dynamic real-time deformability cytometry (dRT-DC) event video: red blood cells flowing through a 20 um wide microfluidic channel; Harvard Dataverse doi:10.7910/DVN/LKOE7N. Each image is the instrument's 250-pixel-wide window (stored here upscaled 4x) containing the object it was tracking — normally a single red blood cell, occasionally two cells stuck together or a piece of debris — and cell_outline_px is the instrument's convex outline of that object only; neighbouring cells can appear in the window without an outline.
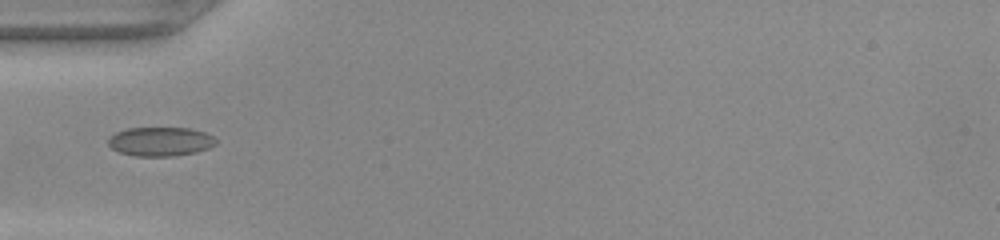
{"species": "common noctule bat (a hibernating species)", "species_latin": "Nyctalus noctula", "temperature_condition": "warm", "stored_images_in_passage": 34, "camera_frame_rate_fps": 3000, "um_per_image_px": 0.085, "animal": {"sex": "female", "body_mass_g": 22.0, "forearm_length_mm": 56.7}, "frame": {"image": 1, "passage_image": 1, "time_ms": 0.0, "image_size_px": [1000, 240], "cell_outline_px": [[216, 144], [208, 148], [196, 152], [172, 156], [136, 156], [120, 152], [112, 148], [108, 144], [108, 140], [116, 132], [128, 128], [188, 128], [204, 132], [212, 136], [216, 140]], "centroid_in_image_um": [13.64, 12.03], "position_along_channel_um": 71.4, "area_um2": 18.03}}
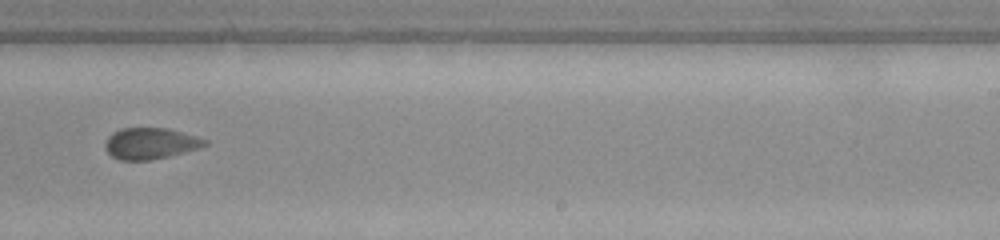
{"frame": {"image": 2, "passage_image": 16, "time_ms": 5.0, "image_size_px": [1000, 240], "cell_outline_px": [[208, 144], [200, 148], [152, 160], [120, 160], [112, 156], [104, 148], [104, 144], [108, 136], [112, 132], [120, 128], [168, 128], [196, 136], [208, 140]], "centroid_in_image_um": [12.77, 12.19], "position_along_channel_um": 276.2, "area_um2": 18.26}}
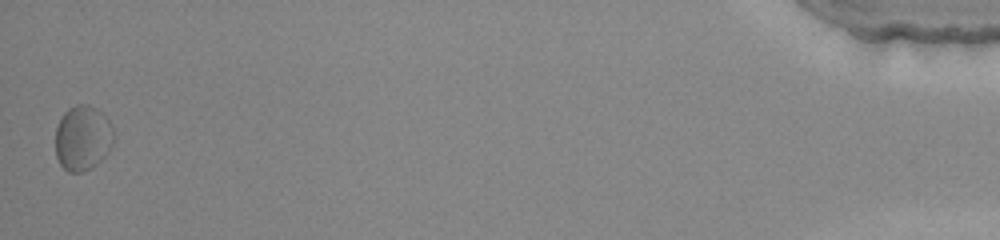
{"frame": {"image": 3, "passage_image": 34, "time_ms": 11.0, "image_size_px": [1000, 240], "cell_outline_px": [[112, 144], [108, 152], [96, 164], [80, 172], [68, 172], [60, 164], [56, 156], [56, 128], [64, 112], [68, 108], [76, 104], [88, 104], [96, 108], [108, 120], [112, 128]], "centroid_in_image_um": [7.0, 11.71], "position_along_channel_um": 428.2, "area_um2": 21.79}}